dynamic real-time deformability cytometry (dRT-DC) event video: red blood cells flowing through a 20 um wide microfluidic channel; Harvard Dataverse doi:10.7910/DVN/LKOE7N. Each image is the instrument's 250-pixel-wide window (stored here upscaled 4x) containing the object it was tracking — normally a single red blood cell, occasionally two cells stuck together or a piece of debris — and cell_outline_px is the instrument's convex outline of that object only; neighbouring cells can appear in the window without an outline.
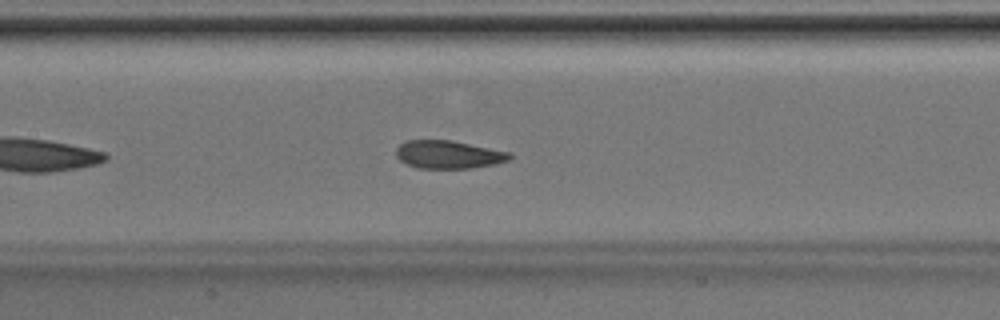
{"species": "Egyptian fruit bat (a non-hibernating species)", "species_latin": "Rousettus aegyptiacus", "temperature_condition": "room temperature", "stored_images_in_passage": 35, "camera_frame_rate_fps": 3000, "um_per_image_px": 0.085, "animal": {"sex": "male"}, "frame": {"image": 1, "passage_image": 11, "time_ms": 3.333, "image_size_px": [1000, 320], "cell_outline_px": [[512, 156], [508, 160], [496, 164], [472, 168], [416, 168], [400, 160], [396, 156], [396, 148], [404, 140], [452, 140], [512, 152]], "centroid_in_image_um": [38.13, 13.13], "position_along_channel_um": 169.3, "area_um2": 18.73}}